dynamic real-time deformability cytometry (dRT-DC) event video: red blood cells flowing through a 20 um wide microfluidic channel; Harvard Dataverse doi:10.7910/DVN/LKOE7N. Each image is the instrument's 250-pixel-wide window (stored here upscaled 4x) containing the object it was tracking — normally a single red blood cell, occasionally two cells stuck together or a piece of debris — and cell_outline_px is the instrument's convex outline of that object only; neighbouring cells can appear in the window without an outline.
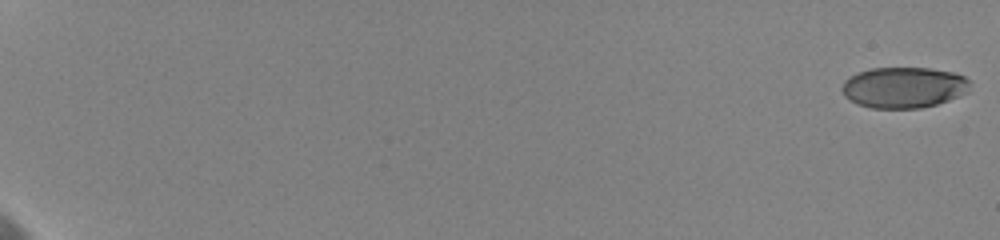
{"species": "human", "species_latin": "Homo sapiens", "temperature_condition": "cold", "stored_images_in_passage": 51, "camera_frame_rate_fps": 3000, "um_per_image_px": 0.085, "donor": {"sex": "female"}, "frame": {"image": 1, "passage_image": 1, "time_ms": 0.0, "image_size_px": [1000, 240], "cell_outline_px": [[972, 80], [968, 92], [948, 100], [936, 104], [920, 108], [872, 108], [856, 104], [844, 96], [840, 88], [844, 80], [848, 76], [856, 72], [872, 68], [932, 68], [952, 72], [964, 76]], "centroid_in_image_um": [76.8, 7.42], "position_along_channel_um": 8.2, "area_um2": 30.92}}
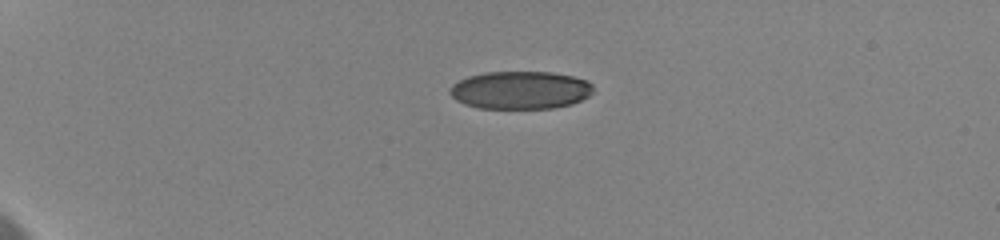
{"frame": {"image": 2, "passage_image": 26, "time_ms": 5.333, "image_size_px": [1000, 240], "cell_outline_px": [[592, 92], [588, 96], [572, 104], [552, 108], [476, 108], [464, 104], [456, 100], [448, 92], [448, 88], [452, 84], [468, 76], [484, 72], [552, 72], [572, 76], [584, 80], [592, 84]], "centroid_in_image_um": [44.18, 7.66], "position_along_channel_um": 40.8, "area_um2": 31.67}}